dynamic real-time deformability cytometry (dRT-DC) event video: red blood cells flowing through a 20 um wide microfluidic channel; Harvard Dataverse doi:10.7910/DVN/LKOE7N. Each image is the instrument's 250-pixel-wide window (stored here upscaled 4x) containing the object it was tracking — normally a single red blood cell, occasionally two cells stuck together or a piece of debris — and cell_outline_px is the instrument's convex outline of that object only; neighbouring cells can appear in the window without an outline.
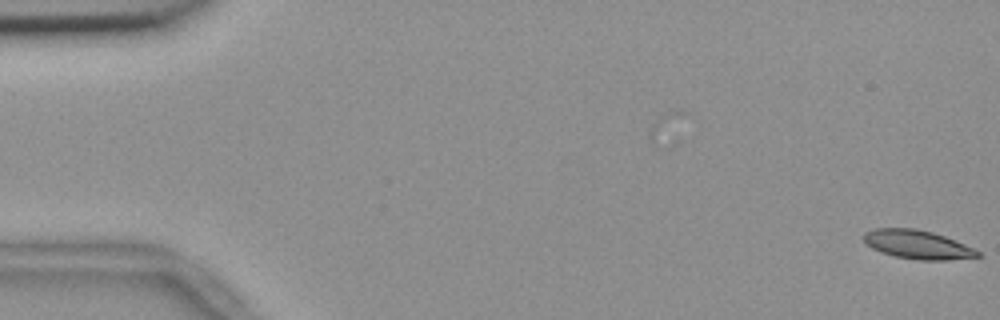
{"species": "common noctule bat (a hibernating species)", "species_latin": "Nyctalus noctula", "temperature_condition": "room temperature", "stored_images_in_passage": 57, "camera_frame_rate_fps": 3000, "um_per_image_px": 0.085, "animal": {"sex": "female", "body_mass_g": 18.4}, "frame": {"image": 1, "passage_image": 1, "time_ms": 0.0, "image_size_px": [1000, 320], "cell_outline_px": [[984, 256], [948, 260], [916, 260], [896, 256], [880, 252], [872, 248], [864, 240], [864, 232], [876, 228], [916, 228], [932, 232], [944, 236], [964, 244], [980, 252]], "centroid_in_image_um": [78.0, 20.79], "position_along_channel_um": 7.0, "area_um2": 19.02}}
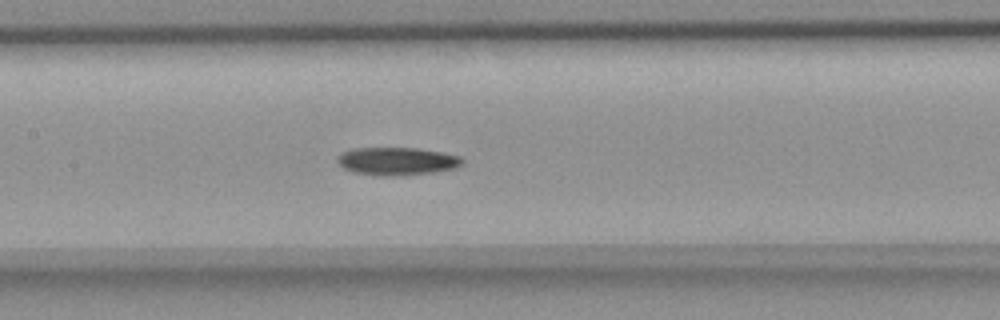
{"frame": {"image": 2, "passage_image": 27, "time_ms": 8.667, "image_size_px": [1000, 320], "cell_outline_px": [[464, 164], [456, 168], [436, 172], [404, 176], [380, 176], [352, 172], [344, 168], [336, 160], [336, 156], [340, 152], [352, 148], [416, 148], [444, 152], [460, 156], [464, 160]], "centroid_in_image_um": [33.76, 13.71], "position_along_channel_um": 173.6, "area_um2": 20.81}}
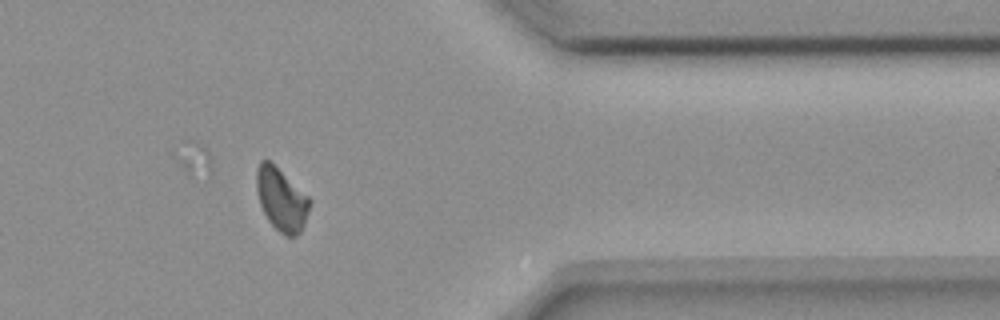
{"frame": {"image": 3, "passage_image": 46, "time_ms": 15.0, "image_size_px": [1000, 320], "cell_outline_px": [[312, 200], [304, 224], [300, 232], [296, 236], [288, 236], [280, 232], [268, 220], [260, 204], [256, 188], [256, 168], [260, 160], [268, 160], [308, 196]], "centroid_in_image_um": [23.91, 16.95], "position_along_channel_um": 387.5, "area_um2": 19.13}}